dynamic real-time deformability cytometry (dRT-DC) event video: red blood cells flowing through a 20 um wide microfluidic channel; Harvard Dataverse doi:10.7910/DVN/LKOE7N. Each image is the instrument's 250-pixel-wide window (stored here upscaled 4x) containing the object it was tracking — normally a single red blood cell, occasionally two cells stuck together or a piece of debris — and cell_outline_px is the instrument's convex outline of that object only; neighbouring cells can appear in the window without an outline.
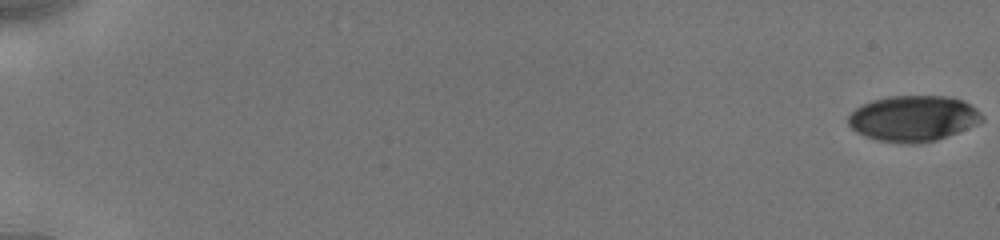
{"species": "human", "species_latin": "Homo sapiens", "temperature_condition": "cold", "stored_images_in_passage": 17, "camera_frame_rate_fps": 3000, "um_per_image_px": 0.085, "donor": {"sex": "male"}, "frame": {"image": 1, "passage_image": 1, "time_ms": 0.0, "image_size_px": [1000, 240], "cell_outline_px": [[984, 120], [976, 124], [936, 140], [920, 144], [900, 144], [876, 140], [864, 136], [856, 132], [848, 124], [848, 116], [856, 108], [872, 100], [888, 96], [952, 96], [964, 100], [976, 108], [984, 116]], "centroid_in_image_um": [77.63, 10.07], "position_along_channel_um": 7.4, "area_um2": 35.95}}
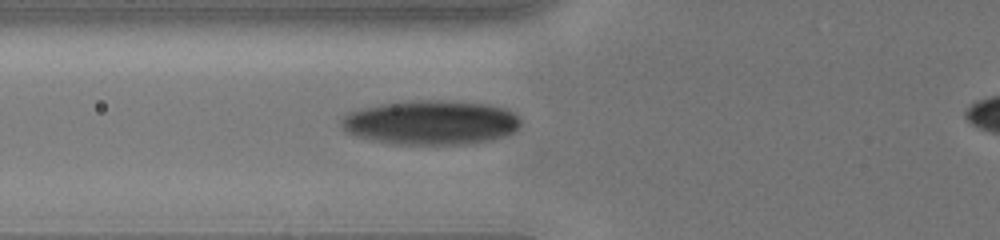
{"frame": {"image": 2, "passage_image": 17, "time_ms": 7.333, "image_size_px": [1000, 240], "cell_outline_px": [[520, 124], [512, 132], [504, 136], [492, 140], [468, 144], [396, 144], [376, 140], [344, 132], [340, 124], [340, 120], [348, 112], [360, 108], [384, 104], [420, 100], [440, 100], [488, 104], [508, 108], [520, 116]], "centroid_in_image_um": [36.66, 10.41], "position_along_channel_um": 89.1, "area_um2": 46.3}}